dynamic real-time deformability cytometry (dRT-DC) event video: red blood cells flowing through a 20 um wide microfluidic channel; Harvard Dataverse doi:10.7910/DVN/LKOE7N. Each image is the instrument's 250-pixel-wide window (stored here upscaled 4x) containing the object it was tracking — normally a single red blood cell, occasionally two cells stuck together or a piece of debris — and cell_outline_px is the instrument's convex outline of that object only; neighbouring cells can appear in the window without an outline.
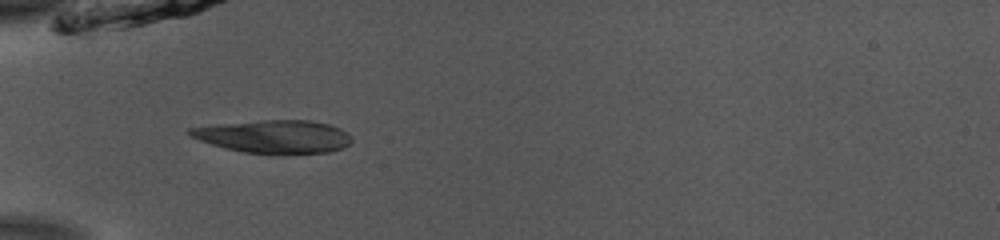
{"species": "common noctule bat (a hibernating species)", "species_latin": "Nyctalus noctula", "temperature_condition": "room temperature", "stored_images_in_passage": 24, "camera_frame_rate_fps": 3000, "um_per_image_px": 0.085, "animal": {"sex": "male", "body_mass_g": 13.0, "forearm_length_mm": 53.1}, "frame": {"image": 1, "passage_image": 1, "time_ms": 0.0, "image_size_px": [1000, 240], "cell_outline_px": [[352, 140], [344, 148], [328, 152], [276, 156], [244, 152], [212, 144], [188, 136], [188, 128], [216, 124], [264, 120], [312, 120], [328, 124], [340, 128]], "centroid_in_image_um": [23.29, 11.63], "position_along_channel_um": 61.7, "area_um2": 31.56}}